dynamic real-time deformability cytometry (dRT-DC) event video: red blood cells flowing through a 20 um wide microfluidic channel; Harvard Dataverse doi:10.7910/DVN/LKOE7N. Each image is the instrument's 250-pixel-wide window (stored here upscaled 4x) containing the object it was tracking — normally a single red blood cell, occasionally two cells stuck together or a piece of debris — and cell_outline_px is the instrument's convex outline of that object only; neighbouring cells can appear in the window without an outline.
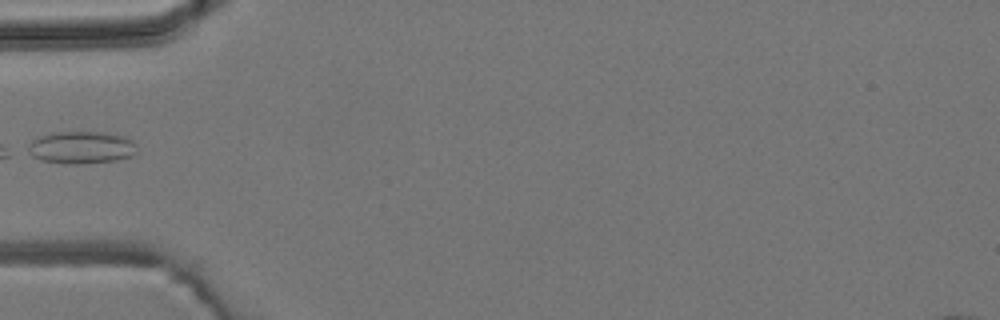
{"species": "common noctule bat (a hibernating species)", "species_latin": "Nyctalus noctula", "temperature_condition": "room temperature", "stored_images_in_passage": 5, "camera_frame_rate_fps": 3000, "um_per_image_px": 0.085, "animal": {"sex": "male", "body_mass_g": 19.2, "forearm_length_mm": 51.8}, "frame": {"image": 1, "passage_image": 5, "time_ms": 5.333, "image_size_px": [1000, 320], "cell_outline_px": [[136, 152], [132, 156], [116, 160], [80, 164], [64, 164], [40, 160], [32, 156], [28, 152], [28, 144], [32, 140], [40, 136], [52, 132], [108, 132], [128, 136], [136, 144]], "centroid_in_image_um": [6.93, 12.53], "position_along_channel_um": 78.1, "area_um2": 20.92}}